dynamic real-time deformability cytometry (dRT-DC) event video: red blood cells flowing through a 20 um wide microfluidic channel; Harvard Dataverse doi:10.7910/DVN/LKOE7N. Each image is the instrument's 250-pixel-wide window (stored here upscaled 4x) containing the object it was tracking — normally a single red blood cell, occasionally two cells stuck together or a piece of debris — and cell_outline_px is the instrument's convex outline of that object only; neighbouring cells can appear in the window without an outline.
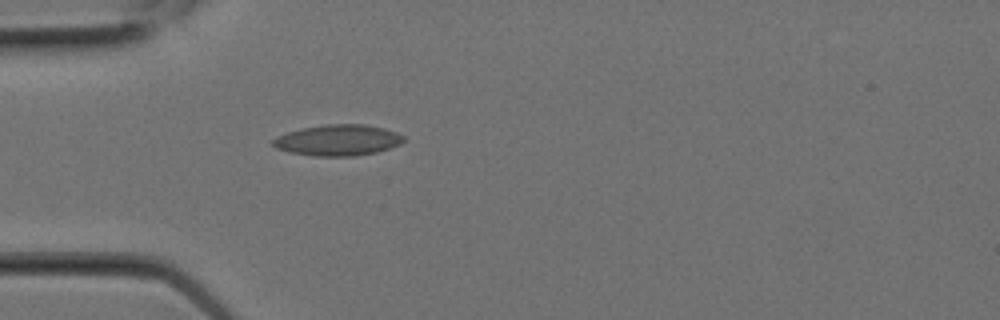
{"species": "Egyptian fruit bat (a non-hibernating species)", "species_latin": "Rousettus aegyptiacus", "temperature_condition": "room temperature", "stored_images_in_passage": 1, "camera_frame_rate_fps": 3000, "um_per_image_px": 0.085, "animal": {"sex": "female"}, "frame": {"image": 1, "passage_image": 1, "time_ms": 0.0, "image_size_px": [1000, 320], "cell_outline_px": [[404, 140], [400, 144], [376, 152], [356, 156], [312, 156], [288, 152], [276, 148], [272, 144], [272, 140], [276, 136], [300, 128], [324, 124], [364, 124], [384, 128], [396, 132], [404, 136]], "centroid_in_image_um": [28.69, 11.91], "position_along_channel_um": 56.3, "area_um2": 23.76}}